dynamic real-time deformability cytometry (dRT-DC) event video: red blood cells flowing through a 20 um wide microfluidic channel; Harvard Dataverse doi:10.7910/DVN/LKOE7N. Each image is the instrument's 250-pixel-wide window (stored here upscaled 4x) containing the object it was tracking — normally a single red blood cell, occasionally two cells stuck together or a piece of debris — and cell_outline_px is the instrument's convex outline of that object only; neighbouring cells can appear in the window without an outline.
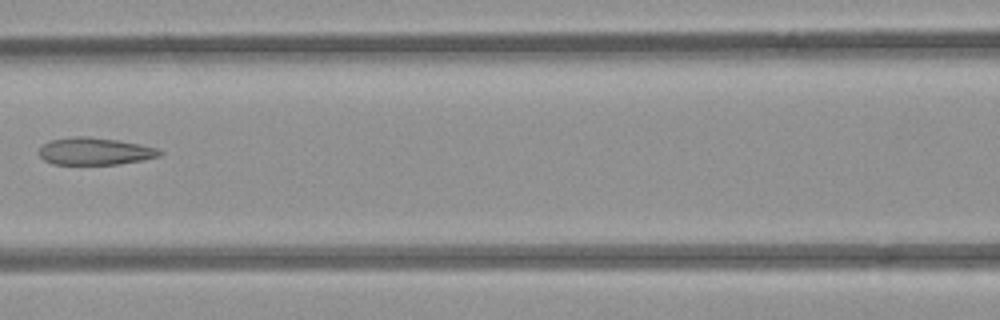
{"species": "common noctule bat (a hibernating species)", "species_latin": "Nyctalus noctula", "temperature_condition": "room temperature", "stored_images_in_passage": 7, "camera_frame_rate_fps": 3000, "um_per_image_px": 0.085, "animal": {"sex": "female", "body_mass_g": 21.9}, "frame": {"image": 1, "passage_image": 6, "time_ms": 5.667, "image_size_px": [1000, 320], "cell_outline_px": [[164, 152], [160, 156], [144, 160], [120, 164], [52, 164], [44, 160], [36, 152], [44, 144], [52, 140], [76, 136], [88, 136], [116, 140], [140, 144], [156, 148]], "centroid_in_image_um": [8.07, 12.86], "position_along_channel_um": 158.5, "area_um2": 19.19}}
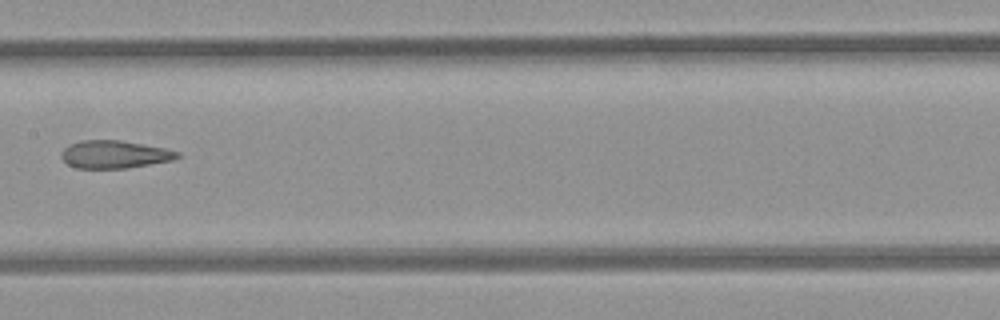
{"frame": {"image": 2, "passage_image": 7, "time_ms": 6.667, "image_size_px": [1000, 320], "cell_outline_px": [[180, 156], [172, 160], [128, 168], [76, 168], [68, 164], [60, 156], [60, 152], [64, 148], [80, 140], [120, 140], [164, 148], [180, 152]], "centroid_in_image_um": [9.72, 13.12], "position_along_channel_um": 197.7, "area_um2": 18.67}}